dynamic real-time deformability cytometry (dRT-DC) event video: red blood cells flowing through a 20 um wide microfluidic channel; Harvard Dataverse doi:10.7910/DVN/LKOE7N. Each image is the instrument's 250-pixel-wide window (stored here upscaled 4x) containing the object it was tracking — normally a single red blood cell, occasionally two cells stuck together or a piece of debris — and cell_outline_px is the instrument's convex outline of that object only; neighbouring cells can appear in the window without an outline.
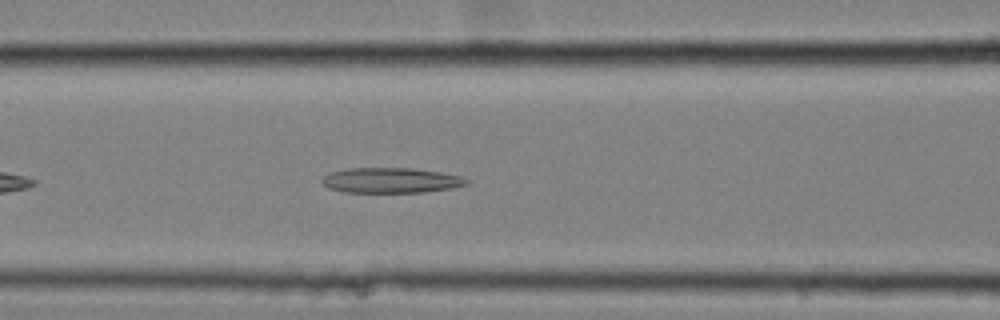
{"species": "common noctule bat (a hibernating species)", "species_latin": "Nyctalus noctula", "temperature_condition": "cold", "stored_images_in_passage": 43, "camera_frame_rate_fps": 3000, "um_per_image_px": 0.085, "animal": {"sex": "female", "body_mass_g": 25.1}, "frame": {"image": 1, "passage_image": 10, "time_ms": 3.0, "image_size_px": [1000, 320], "cell_outline_px": [[468, 184], [452, 188], [424, 192], [344, 192], [328, 188], [324, 184], [324, 176], [332, 172], [348, 168], [412, 168], [440, 172], [460, 176], [468, 180]], "centroid_in_image_um": [33.25, 15.33], "position_along_channel_um": 133.3, "area_um2": 21.04}}
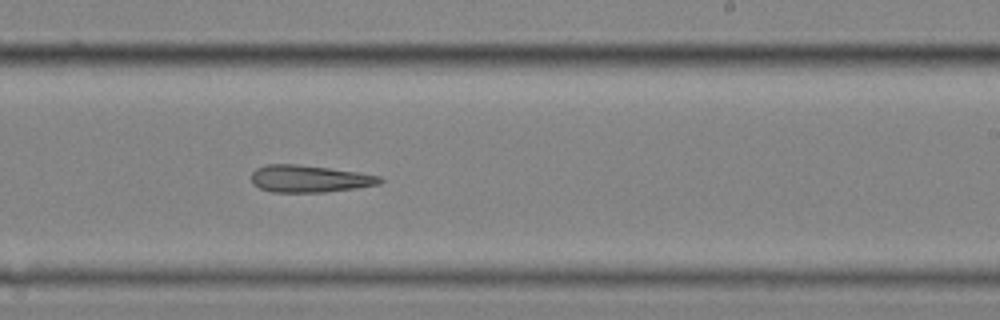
{"frame": {"image": 2, "passage_image": 21, "time_ms": 6.667, "image_size_px": [1000, 320], "cell_outline_px": [[384, 180], [380, 184], [356, 188], [324, 192], [272, 192], [260, 188], [252, 184], [252, 172], [256, 168], [268, 164], [296, 164], [328, 168], [356, 172], [380, 176]], "centroid_in_image_um": [26.29, 15.2], "position_along_channel_um": 262.7, "area_um2": 20.23}}
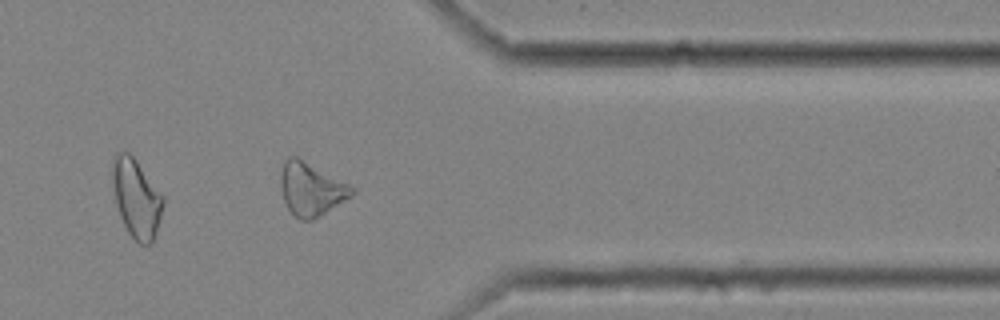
{"frame": {"image": 3, "passage_image": 32, "time_ms": 10.333, "image_size_px": [1000, 320], "cell_outline_px": [[356, 192], [312, 220], [300, 220], [288, 208], [284, 200], [280, 184], [280, 176], [284, 160], [288, 156], [296, 156], [356, 188]], "centroid_in_image_um": [26.41, 16.05], "position_along_channel_um": 385.0, "area_um2": 21.56}, "authors_computed_cell_mechanics": {"area_um2": 21.0392, "velocity_mm_per_s": 3.5383, "shape_relaxation_time_tau1_ms": 10.9435, "shape_relaxation_time_tau2_ms": 5.9946, "deformation_change_tau1": 0.1781, "deformation_change_tau2": 0.1843}}